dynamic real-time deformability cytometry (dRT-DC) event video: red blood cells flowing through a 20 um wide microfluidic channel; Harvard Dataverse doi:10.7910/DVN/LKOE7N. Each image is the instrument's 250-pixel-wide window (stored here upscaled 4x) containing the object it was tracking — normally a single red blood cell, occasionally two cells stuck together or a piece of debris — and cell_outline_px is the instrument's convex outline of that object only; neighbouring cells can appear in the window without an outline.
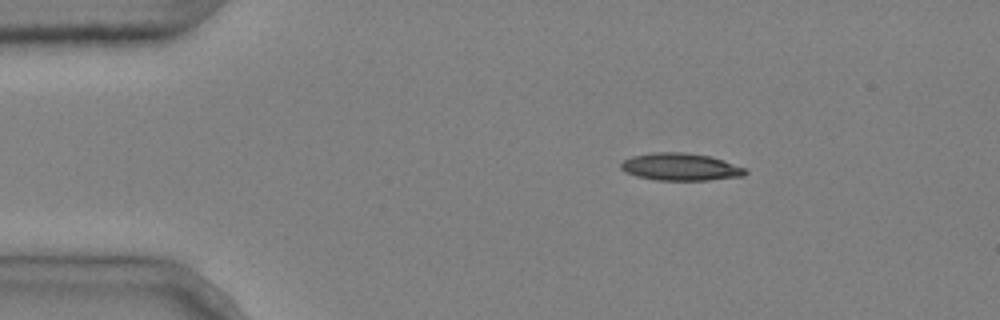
{"species": "common noctule bat (a hibernating species)", "species_latin": "Nyctalus noctula", "temperature_condition": "cold", "stored_images_in_passage": 3, "camera_frame_rate_fps": 3000, "um_per_image_px": 0.085, "animal": {"sex": "male", "body_mass_g": 20.4}, "frame": {"image": 1, "passage_image": 1, "time_ms": 0.0, "image_size_px": [1000, 320], "cell_outline_px": [[748, 172], [744, 176], [708, 180], [656, 180], [636, 176], [624, 172], [620, 168], [620, 164], [624, 160], [632, 156], [656, 152], [684, 152], [708, 156], [748, 168]], "centroid_in_image_um": [57.85, 14.19], "position_along_channel_um": 27.2, "area_um2": 19.88}}
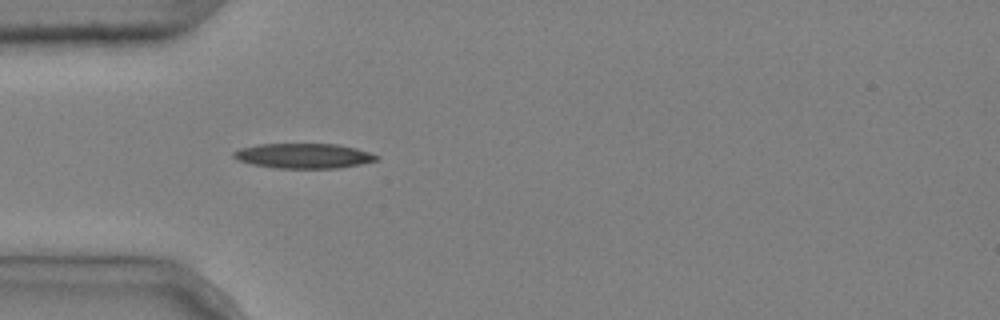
{"frame": {"image": 2, "passage_image": 3, "time_ms": 0.667, "image_size_px": [1000, 320], "cell_outline_px": [[380, 156], [376, 160], [360, 164], [336, 168], [276, 168], [252, 164], [240, 160], [232, 156], [232, 152], [240, 148], [260, 144], [336, 144], [356, 148]], "centroid_in_image_um": [25.8, 13.24], "position_along_channel_um": 59.2, "area_um2": 20.58}}